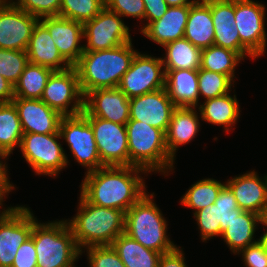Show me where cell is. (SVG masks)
<instances>
[{"label": "cell", "mask_w": 267, "mask_h": 267, "mask_svg": "<svg viewBox=\"0 0 267 267\" xmlns=\"http://www.w3.org/2000/svg\"><path fill=\"white\" fill-rule=\"evenodd\" d=\"M145 6V21L142 31L150 22L159 20L167 11L168 4L165 0H143Z\"/></svg>", "instance_id": "obj_46"}, {"label": "cell", "mask_w": 267, "mask_h": 267, "mask_svg": "<svg viewBox=\"0 0 267 267\" xmlns=\"http://www.w3.org/2000/svg\"><path fill=\"white\" fill-rule=\"evenodd\" d=\"M26 52L29 63L48 67L53 71L71 67L61 56L48 29L40 21L34 27Z\"/></svg>", "instance_id": "obj_22"}, {"label": "cell", "mask_w": 267, "mask_h": 267, "mask_svg": "<svg viewBox=\"0 0 267 267\" xmlns=\"http://www.w3.org/2000/svg\"><path fill=\"white\" fill-rule=\"evenodd\" d=\"M59 132L62 140L67 142L74 159L86 168L85 173L104 166L98 153L93 129L82 113L63 116L59 124Z\"/></svg>", "instance_id": "obj_8"}, {"label": "cell", "mask_w": 267, "mask_h": 267, "mask_svg": "<svg viewBox=\"0 0 267 267\" xmlns=\"http://www.w3.org/2000/svg\"><path fill=\"white\" fill-rule=\"evenodd\" d=\"M214 27H230L235 23V0H211Z\"/></svg>", "instance_id": "obj_42"}, {"label": "cell", "mask_w": 267, "mask_h": 267, "mask_svg": "<svg viewBox=\"0 0 267 267\" xmlns=\"http://www.w3.org/2000/svg\"><path fill=\"white\" fill-rule=\"evenodd\" d=\"M128 137L129 166L148 172L168 173L174 167V159L166 146L165 132L136 120L126 123Z\"/></svg>", "instance_id": "obj_6"}, {"label": "cell", "mask_w": 267, "mask_h": 267, "mask_svg": "<svg viewBox=\"0 0 267 267\" xmlns=\"http://www.w3.org/2000/svg\"><path fill=\"white\" fill-rule=\"evenodd\" d=\"M195 107H176L172 113L166 135L169 155L176 160V150L196 137L200 129L198 112Z\"/></svg>", "instance_id": "obj_23"}, {"label": "cell", "mask_w": 267, "mask_h": 267, "mask_svg": "<svg viewBox=\"0 0 267 267\" xmlns=\"http://www.w3.org/2000/svg\"><path fill=\"white\" fill-rule=\"evenodd\" d=\"M193 217L197 221L202 242H206V240H210L216 236H221L218 204H211L208 207L194 212Z\"/></svg>", "instance_id": "obj_37"}, {"label": "cell", "mask_w": 267, "mask_h": 267, "mask_svg": "<svg viewBox=\"0 0 267 267\" xmlns=\"http://www.w3.org/2000/svg\"><path fill=\"white\" fill-rule=\"evenodd\" d=\"M165 89L176 107L199 106L198 70H165Z\"/></svg>", "instance_id": "obj_25"}, {"label": "cell", "mask_w": 267, "mask_h": 267, "mask_svg": "<svg viewBox=\"0 0 267 267\" xmlns=\"http://www.w3.org/2000/svg\"><path fill=\"white\" fill-rule=\"evenodd\" d=\"M129 27L121 16L106 6L100 13L83 24V35L87 40L84 51L112 49L132 41Z\"/></svg>", "instance_id": "obj_12"}, {"label": "cell", "mask_w": 267, "mask_h": 267, "mask_svg": "<svg viewBox=\"0 0 267 267\" xmlns=\"http://www.w3.org/2000/svg\"><path fill=\"white\" fill-rule=\"evenodd\" d=\"M94 132L98 153L104 166H129L126 125L85 116Z\"/></svg>", "instance_id": "obj_14"}, {"label": "cell", "mask_w": 267, "mask_h": 267, "mask_svg": "<svg viewBox=\"0 0 267 267\" xmlns=\"http://www.w3.org/2000/svg\"><path fill=\"white\" fill-rule=\"evenodd\" d=\"M79 201L76 216L66 221L81 253L90 246L112 245L124 233L125 213L122 210L93 205L81 194Z\"/></svg>", "instance_id": "obj_3"}, {"label": "cell", "mask_w": 267, "mask_h": 267, "mask_svg": "<svg viewBox=\"0 0 267 267\" xmlns=\"http://www.w3.org/2000/svg\"><path fill=\"white\" fill-rule=\"evenodd\" d=\"M8 155H6L1 149H0V173H8V166L6 162L4 163L3 160H7ZM3 159V160H2Z\"/></svg>", "instance_id": "obj_51"}, {"label": "cell", "mask_w": 267, "mask_h": 267, "mask_svg": "<svg viewBox=\"0 0 267 267\" xmlns=\"http://www.w3.org/2000/svg\"><path fill=\"white\" fill-rule=\"evenodd\" d=\"M201 120L213 125H221L224 132L228 133L240 117V105L236 95L230 92L213 99L205 100L197 107Z\"/></svg>", "instance_id": "obj_26"}, {"label": "cell", "mask_w": 267, "mask_h": 267, "mask_svg": "<svg viewBox=\"0 0 267 267\" xmlns=\"http://www.w3.org/2000/svg\"><path fill=\"white\" fill-rule=\"evenodd\" d=\"M90 267H126L112 245L85 248Z\"/></svg>", "instance_id": "obj_40"}, {"label": "cell", "mask_w": 267, "mask_h": 267, "mask_svg": "<svg viewBox=\"0 0 267 267\" xmlns=\"http://www.w3.org/2000/svg\"><path fill=\"white\" fill-rule=\"evenodd\" d=\"M82 114L126 125L130 120L129 98L118 87L90 91L84 96Z\"/></svg>", "instance_id": "obj_16"}, {"label": "cell", "mask_w": 267, "mask_h": 267, "mask_svg": "<svg viewBox=\"0 0 267 267\" xmlns=\"http://www.w3.org/2000/svg\"><path fill=\"white\" fill-rule=\"evenodd\" d=\"M265 6L253 0H235V23L240 42L256 57L266 52Z\"/></svg>", "instance_id": "obj_13"}, {"label": "cell", "mask_w": 267, "mask_h": 267, "mask_svg": "<svg viewBox=\"0 0 267 267\" xmlns=\"http://www.w3.org/2000/svg\"><path fill=\"white\" fill-rule=\"evenodd\" d=\"M34 214L24 206L0 211V267H11L19 247L31 237Z\"/></svg>", "instance_id": "obj_10"}, {"label": "cell", "mask_w": 267, "mask_h": 267, "mask_svg": "<svg viewBox=\"0 0 267 267\" xmlns=\"http://www.w3.org/2000/svg\"><path fill=\"white\" fill-rule=\"evenodd\" d=\"M165 76L161 57L137 52L118 88L131 99L165 88Z\"/></svg>", "instance_id": "obj_11"}, {"label": "cell", "mask_w": 267, "mask_h": 267, "mask_svg": "<svg viewBox=\"0 0 267 267\" xmlns=\"http://www.w3.org/2000/svg\"><path fill=\"white\" fill-rule=\"evenodd\" d=\"M59 139V131L52 134H23L19 148L35 174L54 178L61 169L67 167L68 157Z\"/></svg>", "instance_id": "obj_7"}, {"label": "cell", "mask_w": 267, "mask_h": 267, "mask_svg": "<svg viewBox=\"0 0 267 267\" xmlns=\"http://www.w3.org/2000/svg\"><path fill=\"white\" fill-rule=\"evenodd\" d=\"M225 183L234 193L240 209L261 214L267 205V174L260 177L253 170L235 176Z\"/></svg>", "instance_id": "obj_20"}, {"label": "cell", "mask_w": 267, "mask_h": 267, "mask_svg": "<svg viewBox=\"0 0 267 267\" xmlns=\"http://www.w3.org/2000/svg\"><path fill=\"white\" fill-rule=\"evenodd\" d=\"M23 131L13 102L0 103V149L8 156L20 146Z\"/></svg>", "instance_id": "obj_31"}, {"label": "cell", "mask_w": 267, "mask_h": 267, "mask_svg": "<svg viewBox=\"0 0 267 267\" xmlns=\"http://www.w3.org/2000/svg\"><path fill=\"white\" fill-rule=\"evenodd\" d=\"M16 7L37 18L59 16L61 0H11Z\"/></svg>", "instance_id": "obj_41"}, {"label": "cell", "mask_w": 267, "mask_h": 267, "mask_svg": "<svg viewBox=\"0 0 267 267\" xmlns=\"http://www.w3.org/2000/svg\"><path fill=\"white\" fill-rule=\"evenodd\" d=\"M260 224H263V227H266L264 231H267V205L264 207L260 214Z\"/></svg>", "instance_id": "obj_52"}, {"label": "cell", "mask_w": 267, "mask_h": 267, "mask_svg": "<svg viewBox=\"0 0 267 267\" xmlns=\"http://www.w3.org/2000/svg\"><path fill=\"white\" fill-rule=\"evenodd\" d=\"M185 260L183 250L177 246L171 252L161 255L158 267H188Z\"/></svg>", "instance_id": "obj_47"}, {"label": "cell", "mask_w": 267, "mask_h": 267, "mask_svg": "<svg viewBox=\"0 0 267 267\" xmlns=\"http://www.w3.org/2000/svg\"><path fill=\"white\" fill-rule=\"evenodd\" d=\"M105 7V0H61L59 16L84 24Z\"/></svg>", "instance_id": "obj_34"}, {"label": "cell", "mask_w": 267, "mask_h": 267, "mask_svg": "<svg viewBox=\"0 0 267 267\" xmlns=\"http://www.w3.org/2000/svg\"><path fill=\"white\" fill-rule=\"evenodd\" d=\"M234 81L227 75L211 72L202 68L198 69V91L205 100L213 99L229 93Z\"/></svg>", "instance_id": "obj_35"}, {"label": "cell", "mask_w": 267, "mask_h": 267, "mask_svg": "<svg viewBox=\"0 0 267 267\" xmlns=\"http://www.w3.org/2000/svg\"><path fill=\"white\" fill-rule=\"evenodd\" d=\"M14 99V86L0 75V103L12 102Z\"/></svg>", "instance_id": "obj_48"}, {"label": "cell", "mask_w": 267, "mask_h": 267, "mask_svg": "<svg viewBox=\"0 0 267 267\" xmlns=\"http://www.w3.org/2000/svg\"><path fill=\"white\" fill-rule=\"evenodd\" d=\"M130 120L143 122L167 132L176 106L165 88L129 99Z\"/></svg>", "instance_id": "obj_17"}, {"label": "cell", "mask_w": 267, "mask_h": 267, "mask_svg": "<svg viewBox=\"0 0 267 267\" xmlns=\"http://www.w3.org/2000/svg\"><path fill=\"white\" fill-rule=\"evenodd\" d=\"M12 102L17 109L23 134H52L59 131L63 116L41 99L14 98Z\"/></svg>", "instance_id": "obj_19"}, {"label": "cell", "mask_w": 267, "mask_h": 267, "mask_svg": "<svg viewBox=\"0 0 267 267\" xmlns=\"http://www.w3.org/2000/svg\"><path fill=\"white\" fill-rule=\"evenodd\" d=\"M29 63L26 51L0 49V75L13 86Z\"/></svg>", "instance_id": "obj_36"}, {"label": "cell", "mask_w": 267, "mask_h": 267, "mask_svg": "<svg viewBox=\"0 0 267 267\" xmlns=\"http://www.w3.org/2000/svg\"><path fill=\"white\" fill-rule=\"evenodd\" d=\"M105 6L121 17H132L145 22V6L143 0H105Z\"/></svg>", "instance_id": "obj_43"}, {"label": "cell", "mask_w": 267, "mask_h": 267, "mask_svg": "<svg viewBox=\"0 0 267 267\" xmlns=\"http://www.w3.org/2000/svg\"><path fill=\"white\" fill-rule=\"evenodd\" d=\"M184 38L202 49L214 43V24L211 16V0H195L190 5Z\"/></svg>", "instance_id": "obj_24"}, {"label": "cell", "mask_w": 267, "mask_h": 267, "mask_svg": "<svg viewBox=\"0 0 267 267\" xmlns=\"http://www.w3.org/2000/svg\"><path fill=\"white\" fill-rule=\"evenodd\" d=\"M213 45L237 52L243 59L247 56L251 57V59H256V57L240 42L239 32L235 25H231L230 27H214Z\"/></svg>", "instance_id": "obj_38"}, {"label": "cell", "mask_w": 267, "mask_h": 267, "mask_svg": "<svg viewBox=\"0 0 267 267\" xmlns=\"http://www.w3.org/2000/svg\"><path fill=\"white\" fill-rule=\"evenodd\" d=\"M168 6L191 5L195 0H165Z\"/></svg>", "instance_id": "obj_50"}, {"label": "cell", "mask_w": 267, "mask_h": 267, "mask_svg": "<svg viewBox=\"0 0 267 267\" xmlns=\"http://www.w3.org/2000/svg\"><path fill=\"white\" fill-rule=\"evenodd\" d=\"M14 189L15 186L10 183L8 173H0V208L3 205L2 202L5 201V197Z\"/></svg>", "instance_id": "obj_49"}, {"label": "cell", "mask_w": 267, "mask_h": 267, "mask_svg": "<svg viewBox=\"0 0 267 267\" xmlns=\"http://www.w3.org/2000/svg\"><path fill=\"white\" fill-rule=\"evenodd\" d=\"M214 204H218L219 221L222 232L228 228V225L235 216H238L243 210L238 207L234 193L225 185Z\"/></svg>", "instance_id": "obj_39"}, {"label": "cell", "mask_w": 267, "mask_h": 267, "mask_svg": "<svg viewBox=\"0 0 267 267\" xmlns=\"http://www.w3.org/2000/svg\"><path fill=\"white\" fill-rule=\"evenodd\" d=\"M226 183H221L213 178H206L192 184L181 198V204L193 211H199L215 203L221 189Z\"/></svg>", "instance_id": "obj_33"}, {"label": "cell", "mask_w": 267, "mask_h": 267, "mask_svg": "<svg viewBox=\"0 0 267 267\" xmlns=\"http://www.w3.org/2000/svg\"><path fill=\"white\" fill-rule=\"evenodd\" d=\"M11 267H37L36 250L32 237L19 247Z\"/></svg>", "instance_id": "obj_45"}, {"label": "cell", "mask_w": 267, "mask_h": 267, "mask_svg": "<svg viewBox=\"0 0 267 267\" xmlns=\"http://www.w3.org/2000/svg\"><path fill=\"white\" fill-rule=\"evenodd\" d=\"M237 254L242 255L246 267H267V252L259 241L241 249Z\"/></svg>", "instance_id": "obj_44"}, {"label": "cell", "mask_w": 267, "mask_h": 267, "mask_svg": "<svg viewBox=\"0 0 267 267\" xmlns=\"http://www.w3.org/2000/svg\"><path fill=\"white\" fill-rule=\"evenodd\" d=\"M154 193H145L125 212L124 233L145 248L165 254L175 245L167 235V221L153 200Z\"/></svg>", "instance_id": "obj_4"}, {"label": "cell", "mask_w": 267, "mask_h": 267, "mask_svg": "<svg viewBox=\"0 0 267 267\" xmlns=\"http://www.w3.org/2000/svg\"><path fill=\"white\" fill-rule=\"evenodd\" d=\"M242 60L237 52L211 45L201 50L200 68L227 75L235 82V69Z\"/></svg>", "instance_id": "obj_32"}, {"label": "cell", "mask_w": 267, "mask_h": 267, "mask_svg": "<svg viewBox=\"0 0 267 267\" xmlns=\"http://www.w3.org/2000/svg\"><path fill=\"white\" fill-rule=\"evenodd\" d=\"M163 47L166 52L162 57L165 70H198L200 68L201 49L186 38L169 42Z\"/></svg>", "instance_id": "obj_29"}, {"label": "cell", "mask_w": 267, "mask_h": 267, "mask_svg": "<svg viewBox=\"0 0 267 267\" xmlns=\"http://www.w3.org/2000/svg\"><path fill=\"white\" fill-rule=\"evenodd\" d=\"M31 237L37 257V267H76L82 255L66 219L41 223L34 217Z\"/></svg>", "instance_id": "obj_5"}, {"label": "cell", "mask_w": 267, "mask_h": 267, "mask_svg": "<svg viewBox=\"0 0 267 267\" xmlns=\"http://www.w3.org/2000/svg\"><path fill=\"white\" fill-rule=\"evenodd\" d=\"M126 267H158L161 253L145 248L126 233L119 235L112 243Z\"/></svg>", "instance_id": "obj_28"}, {"label": "cell", "mask_w": 267, "mask_h": 267, "mask_svg": "<svg viewBox=\"0 0 267 267\" xmlns=\"http://www.w3.org/2000/svg\"><path fill=\"white\" fill-rule=\"evenodd\" d=\"M39 21L10 1L0 2V49L26 51Z\"/></svg>", "instance_id": "obj_15"}, {"label": "cell", "mask_w": 267, "mask_h": 267, "mask_svg": "<svg viewBox=\"0 0 267 267\" xmlns=\"http://www.w3.org/2000/svg\"><path fill=\"white\" fill-rule=\"evenodd\" d=\"M140 173L148 172L136 166H103L85 173L80 194L93 205L125 213L148 192Z\"/></svg>", "instance_id": "obj_1"}, {"label": "cell", "mask_w": 267, "mask_h": 267, "mask_svg": "<svg viewBox=\"0 0 267 267\" xmlns=\"http://www.w3.org/2000/svg\"><path fill=\"white\" fill-rule=\"evenodd\" d=\"M258 241L262 244L263 248L267 252V231H264Z\"/></svg>", "instance_id": "obj_53"}, {"label": "cell", "mask_w": 267, "mask_h": 267, "mask_svg": "<svg viewBox=\"0 0 267 267\" xmlns=\"http://www.w3.org/2000/svg\"><path fill=\"white\" fill-rule=\"evenodd\" d=\"M41 100L62 116H75L83 112L84 96L74 66L62 71L52 72Z\"/></svg>", "instance_id": "obj_9"}, {"label": "cell", "mask_w": 267, "mask_h": 267, "mask_svg": "<svg viewBox=\"0 0 267 267\" xmlns=\"http://www.w3.org/2000/svg\"><path fill=\"white\" fill-rule=\"evenodd\" d=\"M190 5L169 6L159 19L150 22L141 33L162 47L172 41L184 38Z\"/></svg>", "instance_id": "obj_21"}, {"label": "cell", "mask_w": 267, "mask_h": 267, "mask_svg": "<svg viewBox=\"0 0 267 267\" xmlns=\"http://www.w3.org/2000/svg\"><path fill=\"white\" fill-rule=\"evenodd\" d=\"M138 51L132 41L100 51H84L74 65L83 96L97 89L116 88Z\"/></svg>", "instance_id": "obj_2"}, {"label": "cell", "mask_w": 267, "mask_h": 267, "mask_svg": "<svg viewBox=\"0 0 267 267\" xmlns=\"http://www.w3.org/2000/svg\"><path fill=\"white\" fill-rule=\"evenodd\" d=\"M52 72L48 67L28 63L14 86V98L41 99Z\"/></svg>", "instance_id": "obj_30"}, {"label": "cell", "mask_w": 267, "mask_h": 267, "mask_svg": "<svg viewBox=\"0 0 267 267\" xmlns=\"http://www.w3.org/2000/svg\"><path fill=\"white\" fill-rule=\"evenodd\" d=\"M40 22L50 32L61 56L74 66L84 52V45L80 44L84 38L83 24L60 16L43 17Z\"/></svg>", "instance_id": "obj_18"}, {"label": "cell", "mask_w": 267, "mask_h": 267, "mask_svg": "<svg viewBox=\"0 0 267 267\" xmlns=\"http://www.w3.org/2000/svg\"><path fill=\"white\" fill-rule=\"evenodd\" d=\"M259 223L260 215L250 211H242L227 224L228 228L222 232L220 237L224 239L231 252L237 255L241 249L259 240L254 238Z\"/></svg>", "instance_id": "obj_27"}]
</instances>
